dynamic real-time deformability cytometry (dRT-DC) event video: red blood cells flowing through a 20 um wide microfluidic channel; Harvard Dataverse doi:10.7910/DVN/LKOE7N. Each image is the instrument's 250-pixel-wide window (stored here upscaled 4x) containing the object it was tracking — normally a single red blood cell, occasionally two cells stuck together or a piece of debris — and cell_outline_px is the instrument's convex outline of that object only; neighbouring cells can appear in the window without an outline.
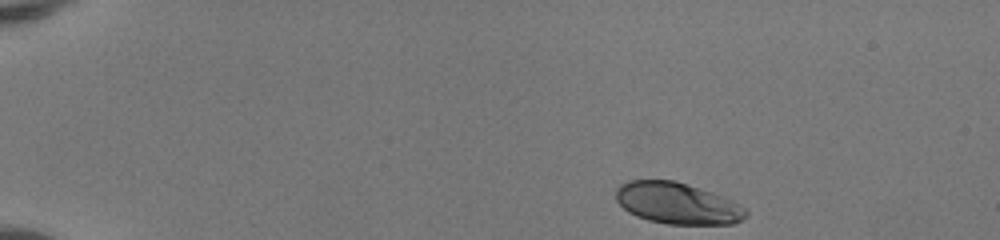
{"species": "human", "species_latin": "Homo sapiens", "temperature_condition": "room temperature", "stored_images_in_passage": 15, "camera_frame_rate_fps": 3000, "um_per_image_px": 0.085, "donor": {"sex": "female"}, "frame": {"image": 1, "passage_image": 1, "time_ms": 0.0, "image_size_px": [1000, 240], "cell_outline_px": [[748, 212], [740, 220], [732, 224], [668, 224], [648, 220], [636, 216], [628, 212], [616, 200], [616, 188], [620, 184], [628, 180], [676, 180], [712, 192], [732, 200], [744, 208]], "centroid_in_image_um": [57.54, 17.27], "position_along_channel_um": 27.5, "area_um2": 31.33}}
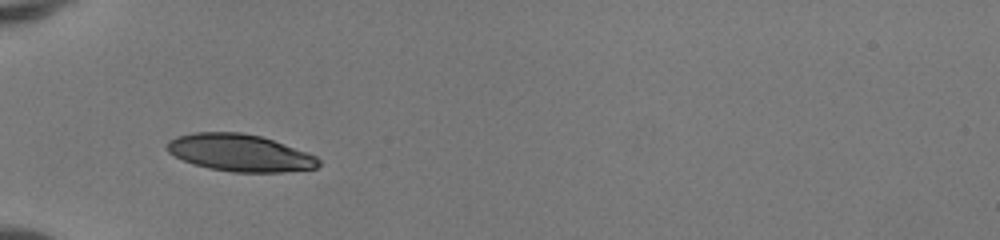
{"frame": {"image": 2, "passage_image": 11, "time_ms": 3.333, "image_size_px": [1000, 240], "cell_outline_px": [[320, 164], [316, 168], [280, 172], [232, 172], [208, 168], [184, 160], [168, 152], [168, 140], [176, 136], [196, 132], [240, 132], [260, 136], [308, 152], [316, 156], [320, 160]], "centroid_in_image_um": [20.4, 12.99], "position_along_channel_um": 64.6, "area_um2": 32.54}}
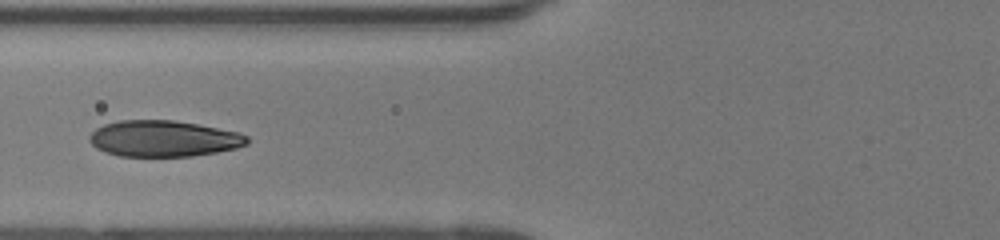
{"frame": {"image": 3, "passage_image": 15, "time_ms": 4.667, "image_size_px": [1000, 240], "cell_outline_px": [[248, 144], [236, 148], [216, 152], [192, 156], [120, 156], [104, 152], [96, 148], [88, 140], [88, 136], [96, 128], [104, 124], [120, 120], [172, 120], [196, 124], [240, 132], [248, 136]], "centroid_in_image_um": [13.89, 11.78], "position_along_channel_um": 111.9, "area_um2": 33.29}}